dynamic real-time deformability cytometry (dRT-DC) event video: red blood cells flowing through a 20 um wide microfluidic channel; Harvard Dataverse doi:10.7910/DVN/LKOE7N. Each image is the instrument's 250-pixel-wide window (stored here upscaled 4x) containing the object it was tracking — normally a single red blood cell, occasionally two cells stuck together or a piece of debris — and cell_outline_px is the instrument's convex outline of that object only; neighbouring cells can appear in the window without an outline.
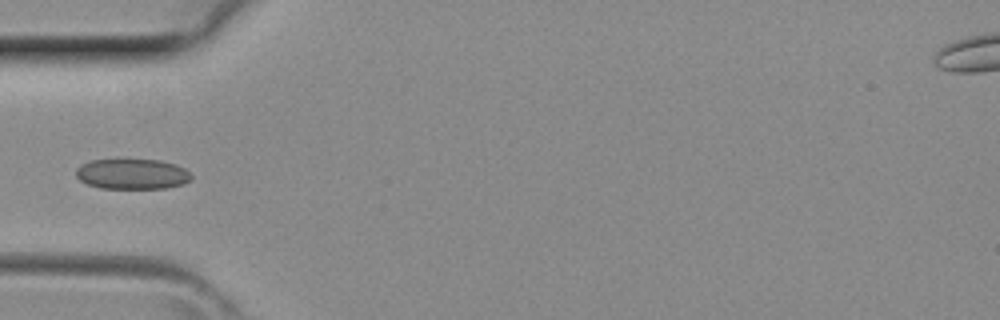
{"species": "common noctule bat (a hibernating species)", "species_latin": "Nyctalus noctula", "temperature_condition": "room temperature", "stored_images_in_passage": 3, "camera_frame_rate_fps": 3000, "um_per_image_px": 0.085, "animal": {"sex": "female", "body_mass_g": 29.2, "forearm_length_mm": 56.3}, "frame": {"image": 1, "passage_image": 3, "time_ms": 0.667, "image_size_px": [1000, 320], "cell_outline_px": [[192, 180], [184, 184], [164, 188], [100, 188], [88, 184], [80, 180], [76, 176], [76, 168], [80, 164], [92, 160], [160, 160], [176, 164], [184, 168], [192, 176]], "centroid_in_image_um": [11.25, 14.79], "position_along_channel_um": 73.8, "area_um2": 20.4}}